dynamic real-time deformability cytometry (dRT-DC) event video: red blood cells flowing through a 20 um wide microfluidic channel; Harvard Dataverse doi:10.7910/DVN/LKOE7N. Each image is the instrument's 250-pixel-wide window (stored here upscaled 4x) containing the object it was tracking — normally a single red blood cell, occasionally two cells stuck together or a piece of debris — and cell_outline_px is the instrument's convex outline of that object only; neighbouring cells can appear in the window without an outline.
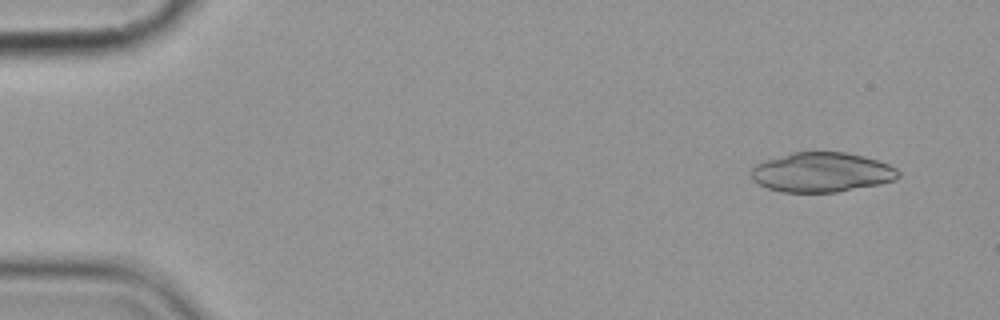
{"species": "common noctule bat (a hibernating species)", "species_latin": "Nyctalus noctula", "temperature_condition": "cold", "stored_images_in_passage": 5, "camera_frame_rate_fps": 3000, "um_per_image_px": 0.085, "animal": {"sex": "female", "body_mass_g": 19.9}, "frame": {"image": 1, "passage_image": 1, "time_ms": 0.0, "image_size_px": [1000, 320], "cell_outline_px": [[900, 176], [896, 180], [880, 184], [836, 192], [784, 192], [768, 188], [752, 180], [752, 168], [756, 164], [764, 160], [792, 152], [844, 152], [864, 156], [888, 164], [896, 168], [900, 172]], "centroid_in_image_um": [69.86, 14.64], "position_along_channel_um": 15.1, "area_um2": 33.99}}